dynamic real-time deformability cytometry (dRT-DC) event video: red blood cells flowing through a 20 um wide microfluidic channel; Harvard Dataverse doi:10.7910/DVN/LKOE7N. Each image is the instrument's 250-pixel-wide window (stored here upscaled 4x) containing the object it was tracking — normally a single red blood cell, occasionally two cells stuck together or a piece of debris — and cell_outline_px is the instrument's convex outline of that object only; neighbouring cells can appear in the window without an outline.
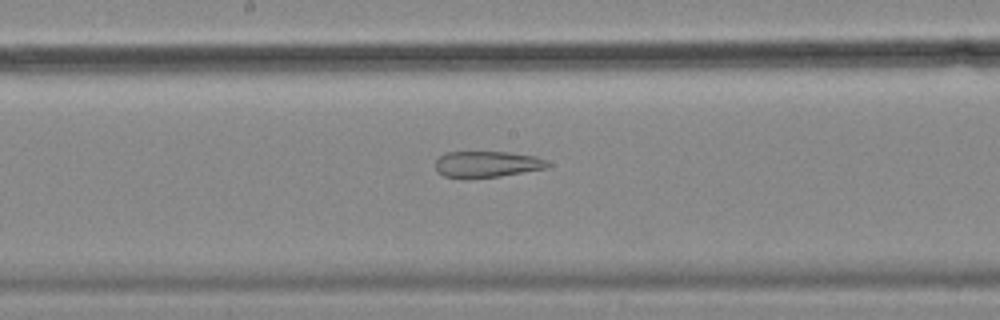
{"species": "common noctule bat (a hibernating species)", "species_latin": "Nyctalus noctula", "temperature_condition": "cold", "stored_images_in_passage": 57, "camera_frame_rate_fps": 3000, "um_per_image_px": 0.085, "animal": {"sex": "female", "body_mass_g": 18.4}, "frame": {"image": 1, "passage_image": 30, "time_ms": 9.667, "image_size_px": [1000, 320], "cell_outline_px": [[552, 164], [548, 168], [500, 176], [464, 180], [444, 176], [436, 172], [436, 160], [444, 152], [508, 152], [536, 156], [548, 160]], "centroid_in_image_um": [41.39, 13.98], "position_along_channel_um": 206.8, "area_um2": 17.69}}
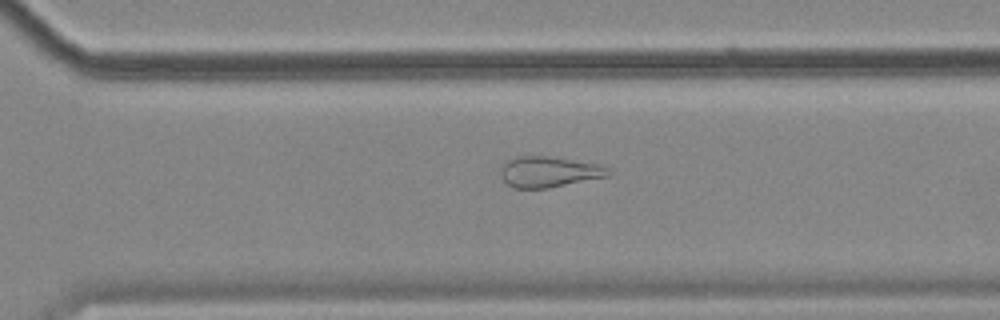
{"frame": {"image": 2, "passage_image": 40, "time_ms": 13.0, "image_size_px": [1000, 320], "cell_outline_px": [[612, 172], [608, 176], [548, 188], [512, 188], [504, 180], [500, 172], [500, 168], [508, 160], [516, 156], [548, 156], [600, 164], [608, 168]], "centroid_in_image_um": [46.66, 14.6], "position_along_channel_um": 323.9, "area_um2": 19.25}}
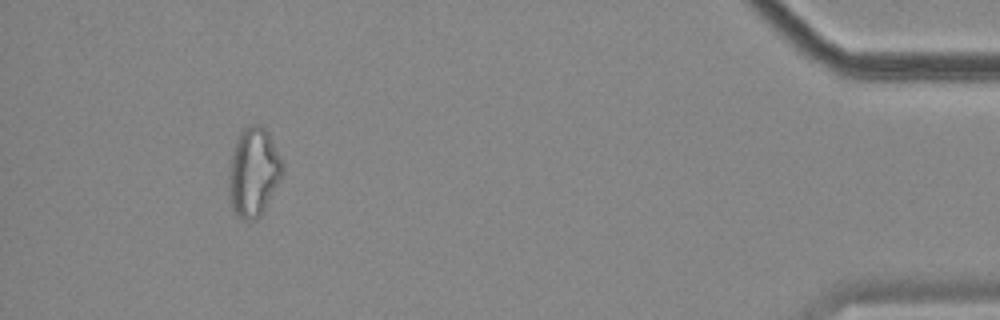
{"frame": {"image": 3, "passage_image": 53, "time_ms": 17.333, "image_size_px": [1000, 320], "cell_outline_px": [[284, 172], [280, 180], [260, 216], [256, 220], [244, 220], [236, 216], [232, 212], [228, 180], [228, 172], [232, 148], [240, 132], [248, 124], [260, 124], [268, 132], [284, 164]], "centroid_in_image_um": [21.53, 14.62], "position_along_channel_um": 413.7, "area_um2": 28.15}, "authors_computed_cell_mechanics": {"area_um2": 25.0852, "velocity_mm_per_s": 3.5207, "shape_relaxation_time_tau1_ms": null, "shape_relaxation_time_tau2_ms": 3.5607, "deformation_change_tau1": null, "deformation_change_tau2": 0.1439}}